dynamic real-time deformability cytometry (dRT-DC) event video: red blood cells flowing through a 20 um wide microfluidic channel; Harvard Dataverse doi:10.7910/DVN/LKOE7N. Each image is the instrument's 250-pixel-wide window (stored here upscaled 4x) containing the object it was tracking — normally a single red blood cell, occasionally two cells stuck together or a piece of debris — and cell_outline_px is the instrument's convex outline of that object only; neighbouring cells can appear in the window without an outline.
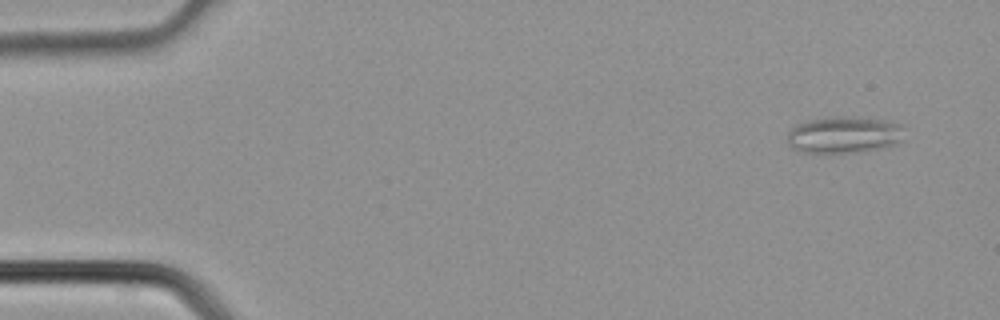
{"species": "common noctule bat (a hibernating species)", "species_latin": "Nyctalus noctula", "temperature_condition": "cold", "stored_images_in_passage": 4, "camera_frame_rate_fps": 3000, "um_per_image_px": 0.085, "animal": {"sex": "male", "body_mass_g": 21.5, "forearm_length_mm": 52.0}, "frame": {"image": 1, "passage_image": 4, "time_ms": 1.0, "image_size_px": [1000, 320], "cell_outline_px": [[900, 140], [888, 148], [860, 152], [828, 156], [800, 152], [792, 148], [788, 144], [788, 132], [796, 124], [808, 120], [844, 116], [860, 116], [888, 120], [900, 124]], "centroid_in_image_um": [71.69, 11.5], "position_along_channel_um": 13.3, "area_um2": 25.95}}